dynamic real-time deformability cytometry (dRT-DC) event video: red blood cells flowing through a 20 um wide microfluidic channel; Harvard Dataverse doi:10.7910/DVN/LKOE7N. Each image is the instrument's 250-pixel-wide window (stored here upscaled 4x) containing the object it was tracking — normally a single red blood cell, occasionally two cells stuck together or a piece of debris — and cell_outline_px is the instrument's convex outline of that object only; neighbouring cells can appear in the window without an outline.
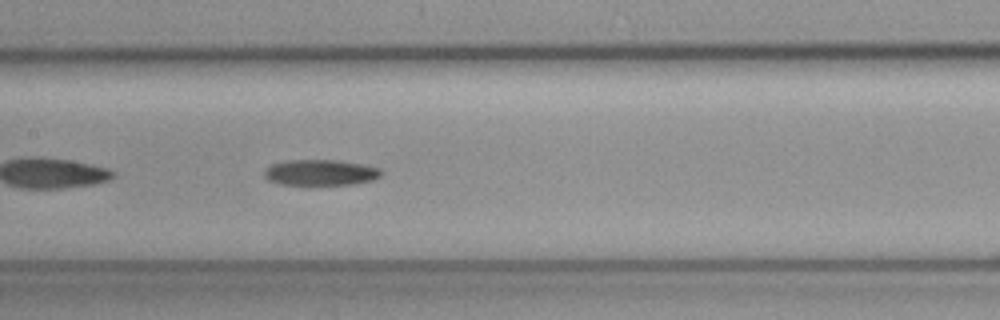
{"species": "common noctule bat (a hibernating species)", "species_latin": "Nyctalus noctula", "temperature_condition": "cold", "stored_images_in_passage": 41, "camera_frame_rate_fps": 3000, "um_per_image_px": 0.085, "animal": {"sex": "female", "body_mass_g": 19.3, "forearm_length_mm": 54.1}, "frame": {"image": 1, "passage_image": 12, "time_ms": 3.667, "image_size_px": [1000, 320], "cell_outline_px": [[384, 172], [380, 176], [372, 180], [352, 184], [280, 184], [268, 180], [264, 176], [264, 168], [272, 164], [284, 160], [336, 160], [360, 164], [380, 168]], "centroid_in_image_um": [27.21, 14.65], "position_along_channel_um": 180.2, "area_um2": 17.51}}
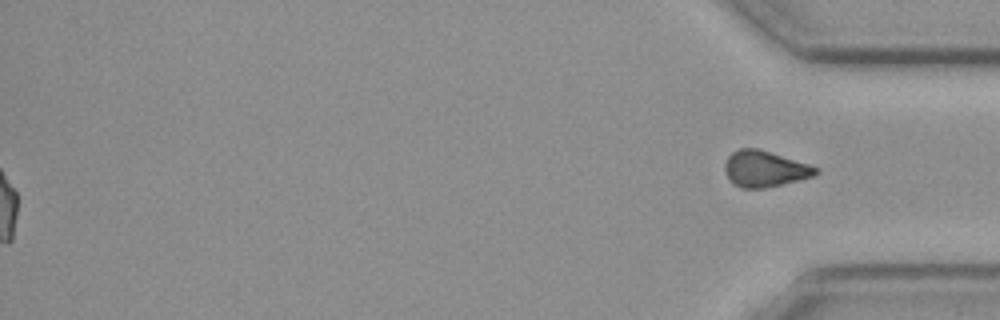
{"frame": {"image": 2, "passage_image": 41, "time_ms": 13.333, "image_size_px": [1000, 320], "cell_outline_px": [[820, 172], [812, 176], [800, 180], [764, 188], [740, 188], [732, 184], [728, 180], [724, 168], [724, 164], [728, 156], [732, 152], [740, 148], [756, 148], [808, 164], [820, 168]], "centroid_in_image_um": [64.97, 14.37], "position_along_channel_um": 370.2, "area_um2": 19.13}, "authors_computed_cell_mechanics": {"area_um2": 17.8024, "velocity_mm_per_s": 3.7615, "shape_relaxation_time_tau1_ms": null, "shape_relaxation_time_tau2_ms": 7.86, "deformation_change_tau1": null, "deformation_change_tau2": 0.1643}}